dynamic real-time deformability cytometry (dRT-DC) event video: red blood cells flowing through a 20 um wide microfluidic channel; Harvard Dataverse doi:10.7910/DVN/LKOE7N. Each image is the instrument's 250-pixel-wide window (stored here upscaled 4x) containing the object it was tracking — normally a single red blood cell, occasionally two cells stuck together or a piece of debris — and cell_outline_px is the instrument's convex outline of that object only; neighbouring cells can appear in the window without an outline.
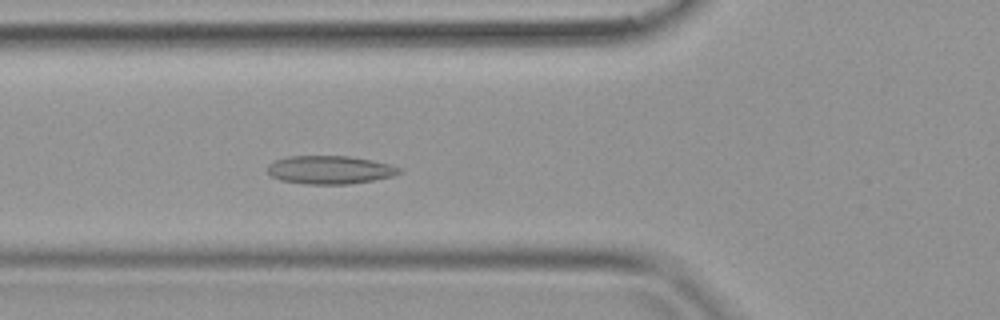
{"species": "common noctule bat (a hibernating species)", "species_latin": "Nyctalus noctula", "temperature_condition": "warm", "stored_images_in_passage": 30, "camera_frame_rate_fps": 3000, "um_per_image_px": 0.085, "animal": {"sex": "female", "body_mass_g": 19.9}, "frame": {"image": 1, "passage_image": 11, "time_ms": 3.333, "image_size_px": [1000, 320], "cell_outline_px": [[404, 172], [392, 176], [372, 180], [348, 184], [304, 184], [280, 180], [272, 176], [268, 172], [268, 164], [276, 160], [288, 156], [348, 156], [372, 160], [392, 164], [400, 168]], "centroid_in_image_um": [28.06, 14.43], "position_along_channel_um": 97.7, "area_um2": 21.73}}
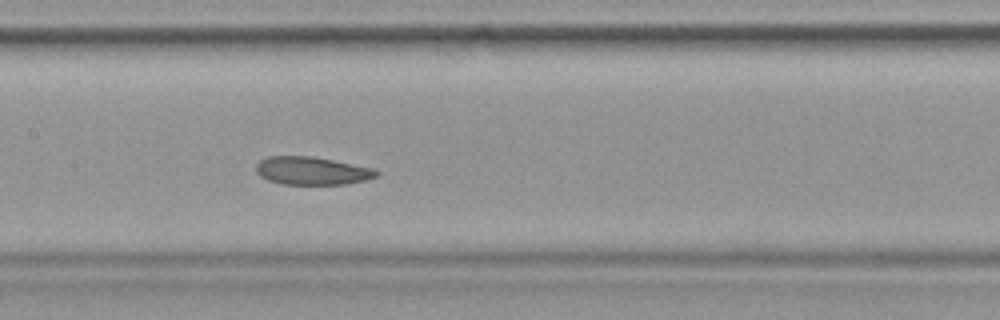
{"frame": {"image": 2, "passage_image": 16, "time_ms": 5.0, "image_size_px": [1000, 320], "cell_outline_px": [[380, 172], [376, 176], [364, 180], [344, 184], [280, 184], [268, 180], [260, 176], [256, 172], [256, 164], [260, 160], [268, 156], [312, 156], [372, 168]], "centroid_in_image_um": [26.46, 14.51], "position_along_channel_um": 180.9, "area_um2": 19.48}}
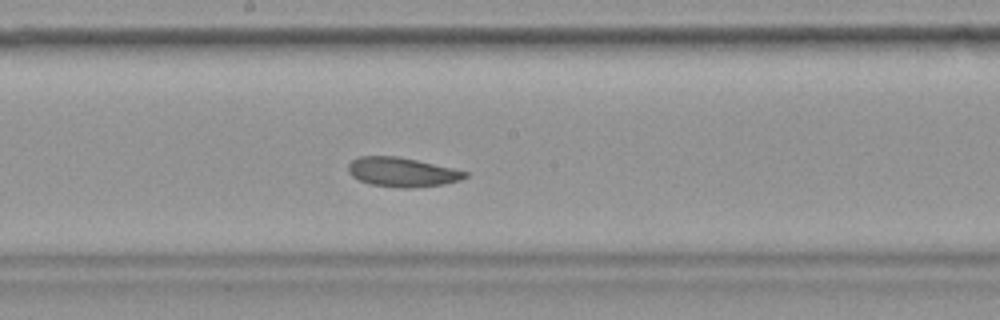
{"frame": {"image": 3, "passage_image": 18, "time_ms": 5.667, "image_size_px": [1000, 320], "cell_outline_px": [[468, 176], [460, 180], [444, 184], [408, 188], [400, 188], [368, 184], [352, 176], [348, 172], [348, 164], [352, 160], [360, 156], [400, 156], [452, 168], [468, 172]], "centroid_in_image_um": [34.16, 14.63], "position_along_channel_um": 214.0, "area_um2": 20.0}}